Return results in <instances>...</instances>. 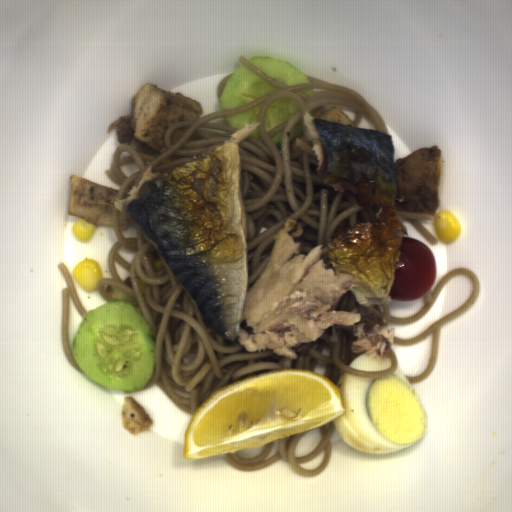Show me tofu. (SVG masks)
<instances>
[{
  "label": "tofu",
  "instance_id": "5b9d583a",
  "mask_svg": "<svg viewBox=\"0 0 512 512\" xmlns=\"http://www.w3.org/2000/svg\"><path fill=\"white\" fill-rule=\"evenodd\" d=\"M203 112L196 99L145 82L131 100V112L111 122L107 134L115 131L119 145H130L154 157L161 155L170 126L179 121H195Z\"/></svg>",
  "mask_w": 512,
  "mask_h": 512
},
{
  "label": "tofu",
  "instance_id": "ead7c124",
  "mask_svg": "<svg viewBox=\"0 0 512 512\" xmlns=\"http://www.w3.org/2000/svg\"><path fill=\"white\" fill-rule=\"evenodd\" d=\"M120 189L102 186L79 175L69 178L67 214L96 226L114 229L115 204Z\"/></svg>",
  "mask_w": 512,
  "mask_h": 512
},
{
  "label": "tofu",
  "instance_id": "31d398ca",
  "mask_svg": "<svg viewBox=\"0 0 512 512\" xmlns=\"http://www.w3.org/2000/svg\"><path fill=\"white\" fill-rule=\"evenodd\" d=\"M153 421L140 404L130 395L124 398L122 426L132 435L150 431Z\"/></svg>",
  "mask_w": 512,
  "mask_h": 512
},
{
  "label": "tofu",
  "instance_id": "d98f3ab2",
  "mask_svg": "<svg viewBox=\"0 0 512 512\" xmlns=\"http://www.w3.org/2000/svg\"><path fill=\"white\" fill-rule=\"evenodd\" d=\"M352 127H358L354 121L335 106H323L312 116ZM359 128V127H358Z\"/></svg>",
  "mask_w": 512,
  "mask_h": 512
},
{
  "label": "tofu",
  "instance_id": "8305baa3",
  "mask_svg": "<svg viewBox=\"0 0 512 512\" xmlns=\"http://www.w3.org/2000/svg\"><path fill=\"white\" fill-rule=\"evenodd\" d=\"M120 218H121V226L122 231H125L129 229L130 227L136 225L135 221L132 218L127 217L120 211Z\"/></svg>",
  "mask_w": 512,
  "mask_h": 512
}]
</instances>
